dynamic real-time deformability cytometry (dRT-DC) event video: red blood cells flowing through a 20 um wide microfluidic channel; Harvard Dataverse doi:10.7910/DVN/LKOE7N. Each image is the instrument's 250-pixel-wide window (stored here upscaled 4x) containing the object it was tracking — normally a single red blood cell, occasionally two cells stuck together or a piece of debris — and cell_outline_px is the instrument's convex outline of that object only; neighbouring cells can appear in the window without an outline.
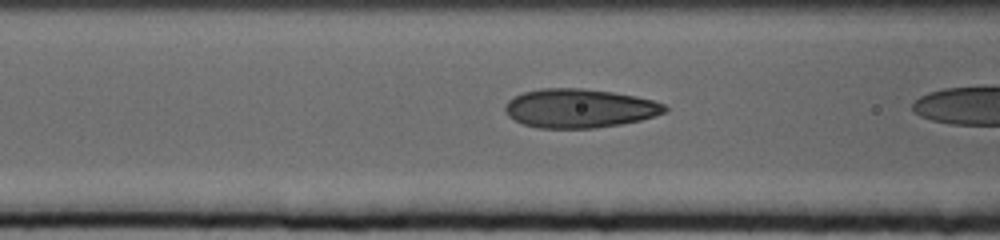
{"species": "human", "species_latin": "Homo sapiens", "temperature_condition": "cold", "stored_images_in_passage": 28, "camera_frame_rate_fps": 3000, "um_per_image_px": 0.085, "donor": {"sex": "female"}, "frame": {"image": 1, "passage_image": 22, "time_ms": 7.0, "image_size_px": [1000, 240], "cell_outline_px": [[668, 108], [664, 112], [640, 120], [620, 124], [596, 128], [540, 128], [524, 124], [508, 116], [504, 112], [504, 108], [508, 100], [524, 92], [540, 88], [584, 88], [612, 92], [636, 96], [652, 100], [664, 104]], "centroid_in_image_um": [49.23, 9.2], "position_along_channel_um": 117.4, "area_um2": 36.07}}
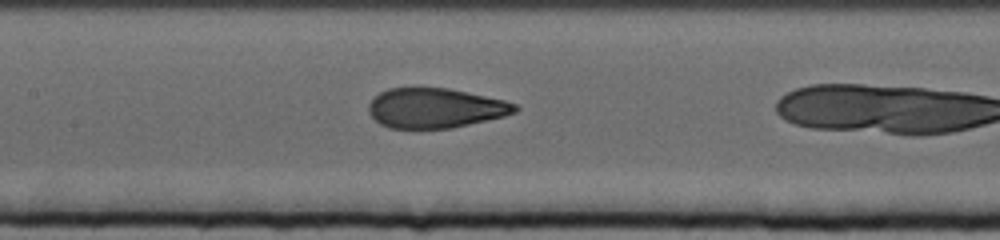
{"frame": {"image": 2, "passage_image": 27, "time_ms": 8.667, "image_size_px": [1000, 240], "cell_outline_px": [[520, 108], [516, 112], [504, 116], [452, 128], [388, 128], [380, 124], [368, 112], [368, 104], [380, 92], [388, 88], [416, 84], [448, 88], [504, 100], [516, 104]], "centroid_in_image_um": [36.96, 9.14], "position_along_channel_um": 170.4, "area_um2": 34.68}}